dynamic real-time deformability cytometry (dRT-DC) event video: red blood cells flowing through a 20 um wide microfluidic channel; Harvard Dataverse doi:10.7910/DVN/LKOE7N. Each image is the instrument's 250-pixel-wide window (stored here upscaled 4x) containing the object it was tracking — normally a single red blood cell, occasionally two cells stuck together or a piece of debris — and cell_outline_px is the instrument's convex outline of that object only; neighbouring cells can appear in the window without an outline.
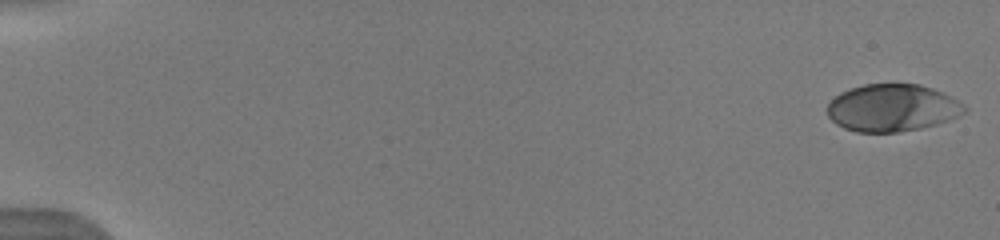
{"species": "human", "species_latin": "Homo sapiens", "temperature_condition": "warm", "stored_images_in_passage": 13, "camera_frame_rate_fps": 3000, "um_per_image_px": 0.085, "donor": {"sex": "male"}, "frame": {"image": 1, "passage_image": 1, "time_ms": 0.0, "image_size_px": [1000, 240], "cell_outline_px": [[968, 108], [960, 116], [936, 124], [920, 128], [896, 132], [856, 132], [844, 128], [836, 124], [828, 116], [828, 104], [840, 92], [864, 84], [920, 84], [944, 92], [964, 104]], "centroid_in_image_um": [75.86, 9.16], "position_along_channel_um": 9.1, "area_um2": 37.8}}
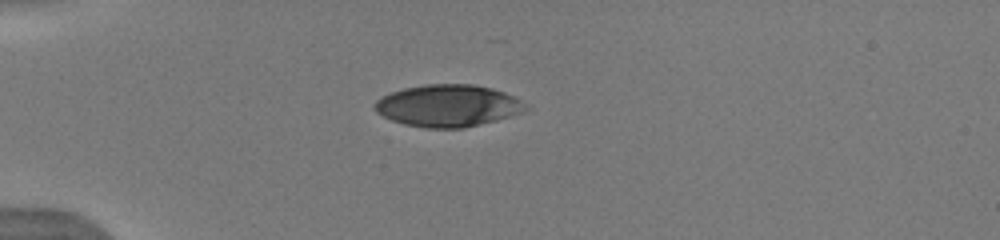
{"frame": {"image": 2, "passage_image": 9, "time_ms": 4.667, "image_size_px": [1000, 240], "cell_outline_px": [[528, 108], [520, 112], [496, 120], [464, 128], [428, 128], [404, 124], [392, 120], [376, 112], [372, 108], [372, 104], [380, 96], [404, 88], [428, 84], [472, 84], [492, 88], [504, 92], [520, 100]], "centroid_in_image_um": [38.01, 8.98], "position_along_channel_um": 47.0, "area_um2": 36.76}}